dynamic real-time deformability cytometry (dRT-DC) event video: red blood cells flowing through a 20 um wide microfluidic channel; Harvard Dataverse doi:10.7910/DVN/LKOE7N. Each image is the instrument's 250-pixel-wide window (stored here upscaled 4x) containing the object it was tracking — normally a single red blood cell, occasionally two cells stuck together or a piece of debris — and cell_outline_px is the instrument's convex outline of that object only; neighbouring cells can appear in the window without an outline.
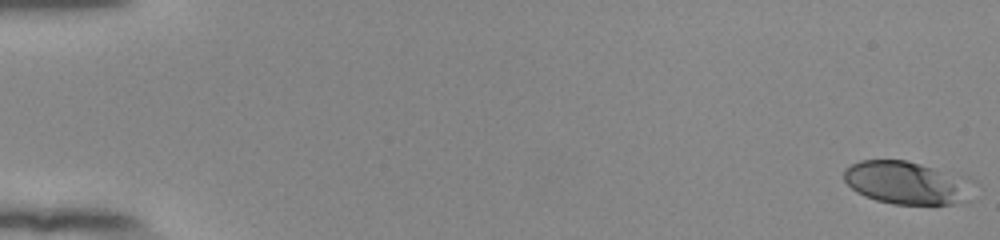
{"species": "human", "species_latin": "Homo sapiens", "temperature_condition": "room temperature", "stored_images_in_passage": 54, "camera_frame_rate_fps": 3000, "um_per_image_px": 0.085, "donor": {"sex": "female"}, "frame": {"image": 1, "passage_image": 1, "time_ms": 0.0, "image_size_px": [1000, 240], "cell_outline_px": [[972, 200], [952, 204], [892, 204], [876, 200], [864, 196], [856, 192], [844, 180], [844, 168], [860, 160], [904, 160], [920, 164], [932, 168]], "centroid_in_image_um": [76.63, 15.56], "position_along_channel_um": 8.4, "area_um2": 29.36}}
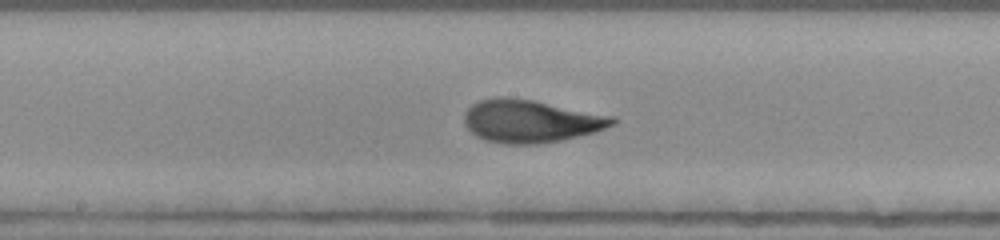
{"frame": {"image": 2, "passage_image": 30, "time_ms": 9.667, "image_size_px": [1000, 240], "cell_outline_px": [[616, 124], [596, 132], [560, 140], [540, 144], [504, 144], [484, 140], [476, 136], [464, 124], [464, 112], [472, 104], [480, 100], [496, 96], [508, 96], [532, 100], [616, 116]], "centroid_in_image_um": [45.11, 10.29], "position_along_channel_um": 203.1, "area_um2": 37.28}}
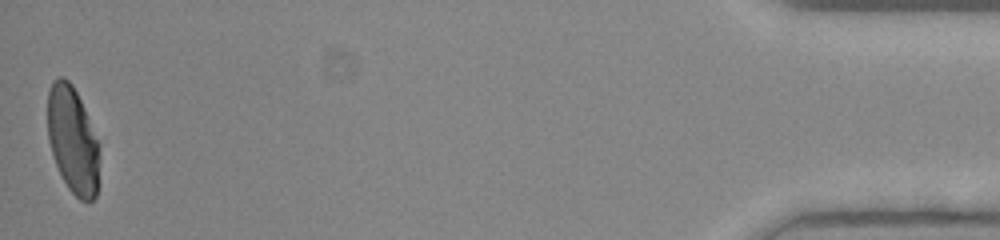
{"frame": {"image": 3, "passage_image": 54, "time_ms": 17.667, "image_size_px": [1000, 240], "cell_outline_px": [[100, 144], [96, 196], [92, 200], [80, 200], [68, 188], [56, 164], [48, 140], [48, 92], [52, 80], [56, 76], [64, 76], [72, 84], [84, 108]], "centroid_in_image_um": [6.18, 11.87], "position_along_channel_um": 429.0, "area_um2": 32.19}, "authors_computed_cell_mechanics": {"area_um2": 34.8534, "velocity_mm_per_s": 3.8959, "shape_relaxation_time_tau1_ms": 3.659, "shape_relaxation_time_tau2_ms": null, "deformation_change_tau1": 0.1947, "deformation_change_tau2": null}}